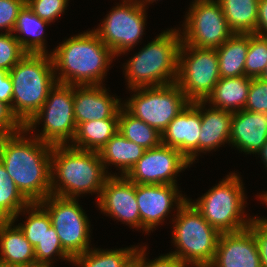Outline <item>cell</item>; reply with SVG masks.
Segmentation results:
<instances>
[{
	"label": "cell",
	"mask_w": 267,
	"mask_h": 267,
	"mask_svg": "<svg viewBox=\"0 0 267 267\" xmlns=\"http://www.w3.org/2000/svg\"><path fill=\"white\" fill-rule=\"evenodd\" d=\"M50 54L26 55L9 71L13 83L12 112L25 126L40 110L57 83Z\"/></svg>",
	"instance_id": "5"
},
{
	"label": "cell",
	"mask_w": 267,
	"mask_h": 267,
	"mask_svg": "<svg viewBox=\"0 0 267 267\" xmlns=\"http://www.w3.org/2000/svg\"><path fill=\"white\" fill-rule=\"evenodd\" d=\"M69 0H26V4L42 20L49 23L58 18L68 6Z\"/></svg>",
	"instance_id": "36"
},
{
	"label": "cell",
	"mask_w": 267,
	"mask_h": 267,
	"mask_svg": "<svg viewBox=\"0 0 267 267\" xmlns=\"http://www.w3.org/2000/svg\"><path fill=\"white\" fill-rule=\"evenodd\" d=\"M30 202L16 187L0 161V220H15Z\"/></svg>",
	"instance_id": "31"
},
{
	"label": "cell",
	"mask_w": 267,
	"mask_h": 267,
	"mask_svg": "<svg viewBox=\"0 0 267 267\" xmlns=\"http://www.w3.org/2000/svg\"><path fill=\"white\" fill-rule=\"evenodd\" d=\"M36 263H54L51 259L54 254L60 259L72 262V258L63 250L59 236L51 225L44 232L41 242L34 247Z\"/></svg>",
	"instance_id": "34"
},
{
	"label": "cell",
	"mask_w": 267,
	"mask_h": 267,
	"mask_svg": "<svg viewBox=\"0 0 267 267\" xmlns=\"http://www.w3.org/2000/svg\"><path fill=\"white\" fill-rule=\"evenodd\" d=\"M251 78L246 76L220 78L205 102L229 112L245 108Z\"/></svg>",
	"instance_id": "23"
},
{
	"label": "cell",
	"mask_w": 267,
	"mask_h": 267,
	"mask_svg": "<svg viewBox=\"0 0 267 267\" xmlns=\"http://www.w3.org/2000/svg\"><path fill=\"white\" fill-rule=\"evenodd\" d=\"M267 142V113L247 111L234 112L230 144L246 154L258 153Z\"/></svg>",
	"instance_id": "20"
},
{
	"label": "cell",
	"mask_w": 267,
	"mask_h": 267,
	"mask_svg": "<svg viewBox=\"0 0 267 267\" xmlns=\"http://www.w3.org/2000/svg\"><path fill=\"white\" fill-rule=\"evenodd\" d=\"M124 267H138V256L135 254L134 258Z\"/></svg>",
	"instance_id": "45"
},
{
	"label": "cell",
	"mask_w": 267,
	"mask_h": 267,
	"mask_svg": "<svg viewBox=\"0 0 267 267\" xmlns=\"http://www.w3.org/2000/svg\"><path fill=\"white\" fill-rule=\"evenodd\" d=\"M267 66V38L249 34V48L245 60V76L260 78Z\"/></svg>",
	"instance_id": "33"
},
{
	"label": "cell",
	"mask_w": 267,
	"mask_h": 267,
	"mask_svg": "<svg viewBox=\"0 0 267 267\" xmlns=\"http://www.w3.org/2000/svg\"><path fill=\"white\" fill-rule=\"evenodd\" d=\"M186 13L180 29L184 45L216 49L234 34L217 0H194Z\"/></svg>",
	"instance_id": "12"
},
{
	"label": "cell",
	"mask_w": 267,
	"mask_h": 267,
	"mask_svg": "<svg viewBox=\"0 0 267 267\" xmlns=\"http://www.w3.org/2000/svg\"><path fill=\"white\" fill-rule=\"evenodd\" d=\"M97 205L104 214L129 224L131 228H141L136 184L125 176H118L116 173L105 180Z\"/></svg>",
	"instance_id": "15"
},
{
	"label": "cell",
	"mask_w": 267,
	"mask_h": 267,
	"mask_svg": "<svg viewBox=\"0 0 267 267\" xmlns=\"http://www.w3.org/2000/svg\"><path fill=\"white\" fill-rule=\"evenodd\" d=\"M138 246L116 250L89 249L72 258L78 267H124L135 256Z\"/></svg>",
	"instance_id": "30"
},
{
	"label": "cell",
	"mask_w": 267,
	"mask_h": 267,
	"mask_svg": "<svg viewBox=\"0 0 267 267\" xmlns=\"http://www.w3.org/2000/svg\"><path fill=\"white\" fill-rule=\"evenodd\" d=\"M226 176L196 202L189 200L203 218L220 233L248 228L252 220L249 217L246 219L247 215L244 214L246 196L241 177L235 172Z\"/></svg>",
	"instance_id": "7"
},
{
	"label": "cell",
	"mask_w": 267,
	"mask_h": 267,
	"mask_svg": "<svg viewBox=\"0 0 267 267\" xmlns=\"http://www.w3.org/2000/svg\"><path fill=\"white\" fill-rule=\"evenodd\" d=\"M0 267H15V266H11V265H6V264H3V263H0Z\"/></svg>",
	"instance_id": "50"
},
{
	"label": "cell",
	"mask_w": 267,
	"mask_h": 267,
	"mask_svg": "<svg viewBox=\"0 0 267 267\" xmlns=\"http://www.w3.org/2000/svg\"><path fill=\"white\" fill-rule=\"evenodd\" d=\"M145 8L136 0H123L111 9L97 29L94 28L114 56L130 51L142 39L147 17Z\"/></svg>",
	"instance_id": "13"
},
{
	"label": "cell",
	"mask_w": 267,
	"mask_h": 267,
	"mask_svg": "<svg viewBox=\"0 0 267 267\" xmlns=\"http://www.w3.org/2000/svg\"><path fill=\"white\" fill-rule=\"evenodd\" d=\"M23 128L24 125L14 115L11 107L0 101V135L14 134Z\"/></svg>",
	"instance_id": "41"
},
{
	"label": "cell",
	"mask_w": 267,
	"mask_h": 267,
	"mask_svg": "<svg viewBox=\"0 0 267 267\" xmlns=\"http://www.w3.org/2000/svg\"><path fill=\"white\" fill-rule=\"evenodd\" d=\"M110 96L103 85L74 86L76 125L93 120L118 119L123 102Z\"/></svg>",
	"instance_id": "19"
},
{
	"label": "cell",
	"mask_w": 267,
	"mask_h": 267,
	"mask_svg": "<svg viewBox=\"0 0 267 267\" xmlns=\"http://www.w3.org/2000/svg\"><path fill=\"white\" fill-rule=\"evenodd\" d=\"M26 4V0H0V29L12 33L18 14ZM6 28V29H5Z\"/></svg>",
	"instance_id": "38"
},
{
	"label": "cell",
	"mask_w": 267,
	"mask_h": 267,
	"mask_svg": "<svg viewBox=\"0 0 267 267\" xmlns=\"http://www.w3.org/2000/svg\"><path fill=\"white\" fill-rule=\"evenodd\" d=\"M30 267H52L51 263H36Z\"/></svg>",
	"instance_id": "48"
},
{
	"label": "cell",
	"mask_w": 267,
	"mask_h": 267,
	"mask_svg": "<svg viewBox=\"0 0 267 267\" xmlns=\"http://www.w3.org/2000/svg\"><path fill=\"white\" fill-rule=\"evenodd\" d=\"M25 210L27 214L29 213L27 221L24 224L19 223L18 226L23 231L30 244L35 247L38 242H41L45 230L52 225L51 218L46 209L39 202L28 204L23 209V214L26 213Z\"/></svg>",
	"instance_id": "32"
},
{
	"label": "cell",
	"mask_w": 267,
	"mask_h": 267,
	"mask_svg": "<svg viewBox=\"0 0 267 267\" xmlns=\"http://www.w3.org/2000/svg\"><path fill=\"white\" fill-rule=\"evenodd\" d=\"M145 150L142 146L126 139L121 133L117 132L98 153L109 176H113L106 170L110 164L116 165L115 167L121 170V176H125L143 156Z\"/></svg>",
	"instance_id": "24"
},
{
	"label": "cell",
	"mask_w": 267,
	"mask_h": 267,
	"mask_svg": "<svg viewBox=\"0 0 267 267\" xmlns=\"http://www.w3.org/2000/svg\"><path fill=\"white\" fill-rule=\"evenodd\" d=\"M13 83L9 72L0 70V101L8 104L12 109Z\"/></svg>",
	"instance_id": "42"
},
{
	"label": "cell",
	"mask_w": 267,
	"mask_h": 267,
	"mask_svg": "<svg viewBox=\"0 0 267 267\" xmlns=\"http://www.w3.org/2000/svg\"><path fill=\"white\" fill-rule=\"evenodd\" d=\"M249 228L252 230L257 241L261 267H267V223L262 221L260 217H252Z\"/></svg>",
	"instance_id": "40"
},
{
	"label": "cell",
	"mask_w": 267,
	"mask_h": 267,
	"mask_svg": "<svg viewBox=\"0 0 267 267\" xmlns=\"http://www.w3.org/2000/svg\"><path fill=\"white\" fill-rule=\"evenodd\" d=\"M48 24L50 23L39 18L25 4L18 14L12 33L23 34V36L14 34V36L26 53L48 54L44 39V28Z\"/></svg>",
	"instance_id": "25"
},
{
	"label": "cell",
	"mask_w": 267,
	"mask_h": 267,
	"mask_svg": "<svg viewBox=\"0 0 267 267\" xmlns=\"http://www.w3.org/2000/svg\"><path fill=\"white\" fill-rule=\"evenodd\" d=\"M187 198L180 194L177 185L136 184V201L140 212L141 229L153 231L171 212L174 204L179 207Z\"/></svg>",
	"instance_id": "16"
},
{
	"label": "cell",
	"mask_w": 267,
	"mask_h": 267,
	"mask_svg": "<svg viewBox=\"0 0 267 267\" xmlns=\"http://www.w3.org/2000/svg\"><path fill=\"white\" fill-rule=\"evenodd\" d=\"M201 101V133L198 141V152H210L224 143H230L232 112L220 108H205ZM205 109V110H204Z\"/></svg>",
	"instance_id": "22"
},
{
	"label": "cell",
	"mask_w": 267,
	"mask_h": 267,
	"mask_svg": "<svg viewBox=\"0 0 267 267\" xmlns=\"http://www.w3.org/2000/svg\"><path fill=\"white\" fill-rule=\"evenodd\" d=\"M220 79L216 49L181 43L176 84L190 102L205 101Z\"/></svg>",
	"instance_id": "10"
},
{
	"label": "cell",
	"mask_w": 267,
	"mask_h": 267,
	"mask_svg": "<svg viewBox=\"0 0 267 267\" xmlns=\"http://www.w3.org/2000/svg\"><path fill=\"white\" fill-rule=\"evenodd\" d=\"M130 90L136 94L124 102L123 107L161 134L190 103L176 83Z\"/></svg>",
	"instance_id": "9"
},
{
	"label": "cell",
	"mask_w": 267,
	"mask_h": 267,
	"mask_svg": "<svg viewBox=\"0 0 267 267\" xmlns=\"http://www.w3.org/2000/svg\"><path fill=\"white\" fill-rule=\"evenodd\" d=\"M181 43L180 31L169 29L135 53L124 67L128 87L133 89L176 83Z\"/></svg>",
	"instance_id": "4"
},
{
	"label": "cell",
	"mask_w": 267,
	"mask_h": 267,
	"mask_svg": "<svg viewBox=\"0 0 267 267\" xmlns=\"http://www.w3.org/2000/svg\"><path fill=\"white\" fill-rule=\"evenodd\" d=\"M190 165L188 159L176 148L161 144L145 150L125 177L135 184L177 185V174Z\"/></svg>",
	"instance_id": "14"
},
{
	"label": "cell",
	"mask_w": 267,
	"mask_h": 267,
	"mask_svg": "<svg viewBox=\"0 0 267 267\" xmlns=\"http://www.w3.org/2000/svg\"><path fill=\"white\" fill-rule=\"evenodd\" d=\"M48 212L63 250L71 257L90 248V223L77 198L50 194L39 202Z\"/></svg>",
	"instance_id": "11"
},
{
	"label": "cell",
	"mask_w": 267,
	"mask_h": 267,
	"mask_svg": "<svg viewBox=\"0 0 267 267\" xmlns=\"http://www.w3.org/2000/svg\"><path fill=\"white\" fill-rule=\"evenodd\" d=\"M138 3H140L142 6L146 7L148 3H153L156 0H136ZM158 1V0H157Z\"/></svg>",
	"instance_id": "47"
},
{
	"label": "cell",
	"mask_w": 267,
	"mask_h": 267,
	"mask_svg": "<svg viewBox=\"0 0 267 267\" xmlns=\"http://www.w3.org/2000/svg\"><path fill=\"white\" fill-rule=\"evenodd\" d=\"M255 34L267 38V0H259Z\"/></svg>",
	"instance_id": "43"
},
{
	"label": "cell",
	"mask_w": 267,
	"mask_h": 267,
	"mask_svg": "<svg viewBox=\"0 0 267 267\" xmlns=\"http://www.w3.org/2000/svg\"><path fill=\"white\" fill-rule=\"evenodd\" d=\"M25 133L23 128L0 135V161L23 196L30 203L40 202L51 194L53 146Z\"/></svg>",
	"instance_id": "1"
},
{
	"label": "cell",
	"mask_w": 267,
	"mask_h": 267,
	"mask_svg": "<svg viewBox=\"0 0 267 267\" xmlns=\"http://www.w3.org/2000/svg\"><path fill=\"white\" fill-rule=\"evenodd\" d=\"M118 132L146 150L162 144V134L157 129L134 117L124 107L119 111Z\"/></svg>",
	"instance_id": "29"
},
{
	"label": "cell",
	"mask_w": 267,
	"mask_h": 267,
	"mask_svg": "<svg viewBox=\"0 0 267 267\" xmlns=\"http://www.w3.org/2000/svg\"><path fill=\"white\" fill-rule=\"evenodd\" d=\"M172 224L175 255L186 267H209L214 258L221 233L212 227L187 199L177 207Z\"/></svg>",
	"instance_id": "6"
},
{
	"label": "cell",
	"mask_w": 267,
	"mask_h": 267,
	"mask_svg": "<svg viewBox=\"0 0 267 267\" xmlns=\"http://www.w3.org/2000/svg\"><path fill=\"white\" fill-rule=\"evenodd\" d=\"M259 199H261V201H263L266 205H267V191L263 194H260L259 196ZM262 221H264L265 223H267V218H260Z\"/></svg>",
	"instance_id": "46"
},
{
	"label": "cell",
	"mask_w": 267,
	"mask_h": 267,
	"mask_svg": "<svg viewBox=\"0 0 267 267\" xmlns=\"http://www.w3.org/2000/svg\"><path fill=\"white\" fill-rule=\"evenodd\" d=\"M40 121H44L43 130L33 136L42 142L54 146L69 145V141H73L77 129L74 118V86L57 82L49 91L43 106L24 128L30 134Z\"/></svg>",
	"instance_id": "8"
},
{
	"label": "cell",
	"mask_w": 267,
	"mask_h": 267,
	"mask_svg": "<svg viewBox=\"0 0 267 267\" xmlns=\"http://www.w3.org/2000/svg\"><path fill=\"white\" fill-rule=\"evenodd\" d=\"M109 177L97 151L80 150L70 145H54L51 154V194L77 198L85 193L100 197Z\"/></svg>",
	"instance_id": "3"
},
{
	"label": "cell",
	"mask_w": 267,
	"mask_h": 267,
	"mask_svg": "<svg viewBox=\"0 0 267 267\" xmlns=\"http://www.w3.org/2000/svg\"><path fill=\"white\" fill-rule=\"evenodd\" d=\"M245 110L267 113V81L251 78Z\"/></svg>",
	"instance_id": "37"
},
{
	"label": "cell",
	"mask_w": 267,
	"mask_h": 267,
	"mask_svg": "<svg viewBox=\"0 0 267 267\" xmlns=\"http://www.w3.org/2000/svg\"><path fill=\"white\" fill-rule=\"evenodd\" d=\"M209 267H261L257 241L248 227L221 233L215 258Z\"/></svg>",
	"instance_id": "18"
},
{
	"label": "cell",
	"mask_w": 267,
	"mask_h": 267,
	"mask_svg": "<svg viewBox=\"0 0 267 267\" xmlns=\"http://www.w3.org/2000/svg\"><path fill=\"white\" fill-rule=\"evenodd\" d=\"M261 155V160H263L265 168L267 167V142L261 147L260 151L257 153Z\"/></svg>",
	"instance_id": "44"
},
{
	"label": "cell",
	"mask_w": 267,
	"mask_h": 267,
	"mask_svg": "<svg viewBox=\"0 0 267 267\" xmlns=\"http://www.w3.org/2000/svg\"><path fill=\"white\" fill-rule=\"evenodd\" d=\"M201 101L190 102L162 133V144L180 151L193 164L201 133Z\"/></svg>",
	"instance_id": "17"
},
{
	"label": "cell",
	"mask_w": 267,
	"mask_h": 267,
	"mask_svg": "<svg viewBox=\"0 0 267 267\" xmlns=\"http://www.w3.org/2000/svg\"><path fill=\"white\" fill-rule=\"evenodd\" d=\"M234 34H255L259 0H217Z\"/></svg>",
	"instance_id": "28"
},
{
	"label": "cell",
	"mask_w": 267,
	"mask_h": 267,
	"mask_svg": "<svg viewBox=\"0 0 267 267\" xmlns=\"http://www.w3.org/2000/svg\"><path fill=\"white\" fill-rule=\"evenodd\" d=\"M0 263L15 267L36 264L34 247L13 220H0Z\"/></svg>",
	"instance_id": "21"
},
{
	"label": "cell",
	"mask_w": 267,
	"mask_h": 267,
	"mask_svg": "<svg viewBox=\"0 0 267 267\" xmlns=\"http://www.w3.org/2000/svg\"><path fill=\"white\" fill-rule=\"evenodd\" d=\"M58 83L72 86L102 85L115 58L93 31L72 36L50 52Z\"/></svg>",
	"instance_id": "2"
},
{
	"label": "cell",
	"mask_w": 267,
	"mask_h": 267,
	"mask_svg": "<svg viewBox=\"0 0 267 267\" xmlns=\"http://www.w3.org/2000/svg\"><path fill=\"white\" fill-rule=\"evenodd\" d=\"M249 34H233L216 48L220 78L245 76Z\"/></svg>",
	"instance_id": "26"
},
{
	"label": "cell",
	"mask_w": 267,
	"mask_h": 267,
	"mask_svg": "<svg viewBox=\"0 0 267 267\" xmlns=\"http://www.w3.org/2000/svg\"><path fill=\"white\" fill-rule=\"evenodd\" d=\"M261 79L267 81V66L265 67V70L263 71L262 75L260 76Z\"/></svg>",
	"instance_id": "49"
},
{
	"label": "cell",
	"mask_w": 267,
	"mask_h": 267,
	"mask_svg": "<svg viewBox=\"0 0 267 267\" xmlns=\"http://www.w3.org/2000/svg\"><path fill=\"white\" fill-rule=\"evenodd\" d=\"M118 132V119L93 120L77 126L71 147L99 151Z\"/></svg>",
	"instance_id": "27"
},
{
	"label": "cell",
	"mask_w": 267,
	"mask_h": 267,
	"mask_svg": "<svg viewBox=\"0 0 267 267\" xmlns=\"http://www.w3.org/2000/svg\"><path fill=\"white\" fill-rule=\"evenodd\" d=\"M14 33H0V70L10 71L25 55Z\"/></svg>",
	"instance_id": "35"
},
{
	"label": "cell",
	"mask_w": 267,
	"mask_h": 267,
	"mask_svg": "<svg viewBox=\"0 0 267 267\" xmlns=\"http://www.w3.org/2000/svg\"><path fill=\"white\" fill-rule=\"evenodd\" d=\"M147 247H138L136 250V255L138 256V267H186L175 255L170 252L166 255H161L155 260L146 261Z\"/></svg>",
	"instance_id": "39"
}]
</instances>
